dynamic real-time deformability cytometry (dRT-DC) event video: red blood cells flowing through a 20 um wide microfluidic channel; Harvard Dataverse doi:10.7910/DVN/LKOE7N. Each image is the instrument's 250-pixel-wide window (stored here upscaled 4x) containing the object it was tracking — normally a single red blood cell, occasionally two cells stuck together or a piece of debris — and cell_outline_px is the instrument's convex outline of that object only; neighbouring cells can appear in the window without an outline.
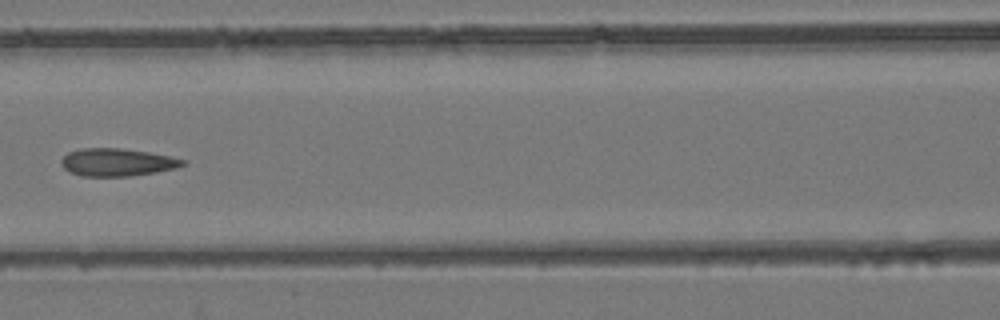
{"species": "common noctule bat (a hibernating species)", "species_latin": "Nyctalus noctula", "temperature_condition": "room temperature", "stored_images_in_passage": 7, "camera_frame_rate_fps": 3000, "um_per_image_px": 0.085, "animal": {"sex": "female", "body_mass_g": 24.6, "forearm_length_mm": 56.2}, "frame": {"image": 1, "passage_image": 7, "time_ms": 2.0, "image_size_px": [1000, 320], "cell_outline_px": [[184, 164], [176, 168], [156, 172], [128, 176], [84, 176], [68, 172], [60, 164], [60, 160], [68, 152], [80, 148], [120, 148], [148, 152], [168, 156], [184, 160]], "centroid_in_image_um": [9.89, 13.79], "position_along_channel_um": 156.7, "area_um2": 19.48}}